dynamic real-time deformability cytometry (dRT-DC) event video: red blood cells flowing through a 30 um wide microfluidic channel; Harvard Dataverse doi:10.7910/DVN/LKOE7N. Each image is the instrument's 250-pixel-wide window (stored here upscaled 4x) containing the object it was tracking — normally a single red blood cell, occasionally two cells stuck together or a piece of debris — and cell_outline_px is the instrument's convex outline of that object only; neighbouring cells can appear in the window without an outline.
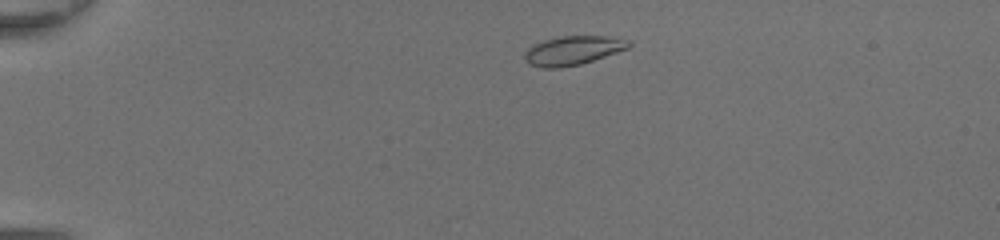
{"species": "common noctule bat (a hibernating species)", "species_latin": "Nyctalus noctula", "temperature_condition": "room temperature", "stored_images_in_passage": 22, "camera_frame_rate_fps": 3000, "um_per_image_px": 0.085, "animal": {"sex": "female", "body_mass_g": 20.0, "forearm_length_mm": 54.0}, "frame": {"image": 1, "passage_image": 4, "time_ms": 1.0, "image_size_px": [1000, 240], "cell_outline_px": [[632, 44], [628, 48], [580, 64], [560, 68], [544, 68], [528, 64], [524, 60], [524, 52], [528, 48], [544, 40], [560, 36], [616, 36], [628, 40]], "centroid_in_image_um": [48.68, 4.28], "position_along_channel_um": 36.3, "area_um2": 17.57}}
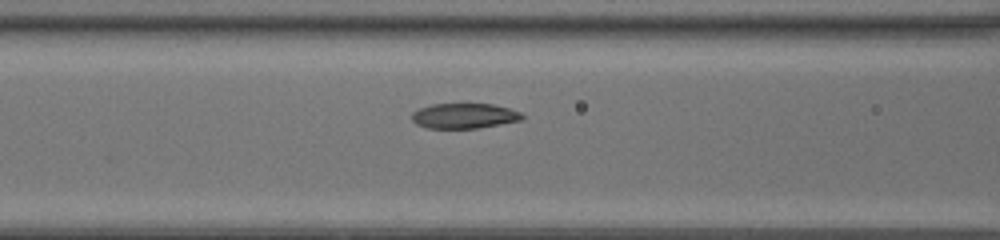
{"frame": {"image": 2, "passage_image": 15, "time_ms": 4.667, "image_size_px": [1000, 240], "cell_outline_px": [[524, 120], [476, 128], [428, 128], [416, 124], [412, 120], [412, 112], [420, 108], [432, 104], [492, 104], [508, 108], [520, 112], [524, 116]], "centroid_in_image_um": [39.46, 9.85], "position_along_channel_um": 127.1, "area_um2": 16.13}}
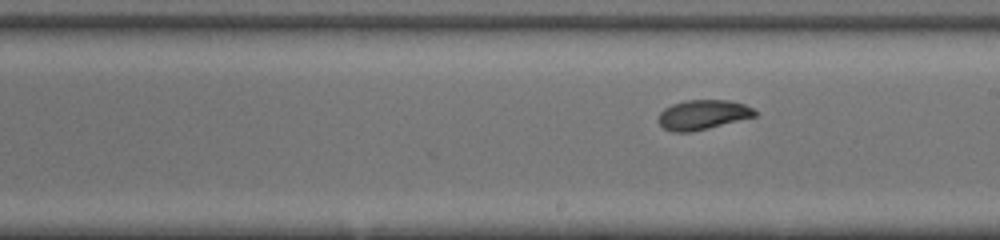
{"frame": {"image": 3, "passage_image": 22, "time_ms": 7.0, "image_size_px": [1000, 240], "cell_outline_px": [[756, 116], [692, 132], [672, 132], [664, 128], [660, 124], [660, 112], [664, 108], [672, 104], [684, 100], [728, 100], [744, 104], [752, 108], [756, 112]], "centroid_in_image_um": [59.73, 9.75], "position_along_channel_um": 229.3, "area_um2": 16.53}}